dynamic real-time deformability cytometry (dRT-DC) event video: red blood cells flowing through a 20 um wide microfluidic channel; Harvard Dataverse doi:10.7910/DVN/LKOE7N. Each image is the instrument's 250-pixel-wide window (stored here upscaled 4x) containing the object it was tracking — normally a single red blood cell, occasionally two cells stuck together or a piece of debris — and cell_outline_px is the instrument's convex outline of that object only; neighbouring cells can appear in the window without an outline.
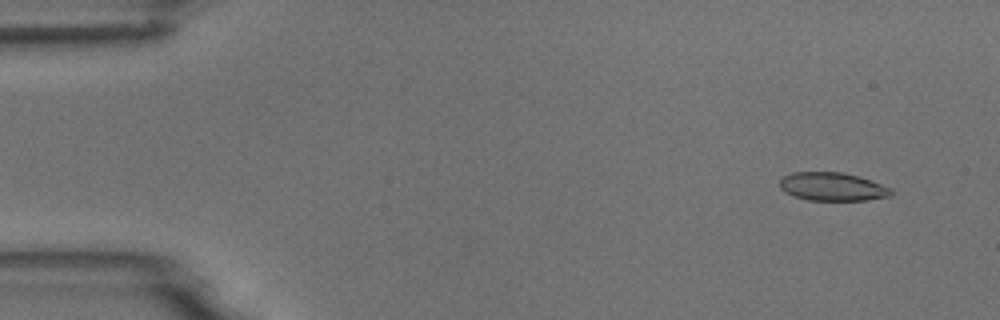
{"species": "common noctule bat (a hibernating species)", "species_latin": "Nyctalus noctula", "temperature_condition": "room temperature", "stored_images_in_passage": 7, "camera_frame_rate_fps": 3000, "um_per_image_px": 0.085, "animal": {"sex": "male", "body_mass_g": 18.8}, "frame": {"image": 1, "passage_image": 1, "time_ms": 0.0, "image_size_px": [1000, 320], "cell_outline_px": [[892, 196], [868, 200], [808, 200], [792, 196], [784, 192], [780, 188], [780, 180], [784, 176], [792, 172], [840, 172], [856, 176], [892, 188]], "centroid_in_image_um": [70.73, 15.88], "position_along_channel_um": 14.3, "area_um2": 18.32}}
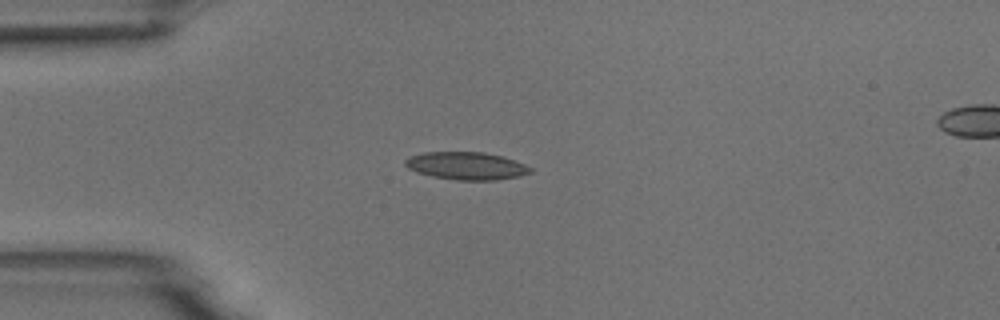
{"frame": {"image": 2, "passage_image": 4, "time_ms": 3.333, "image_size_px": [1000, 320], "cell_outline_px": [[532, 172], [520, 176], [496, 180], [456, 180], [432, 176], [416, 172], [408, 168], [404, 164], [404, 160], [412, 156], [424, 152], [484, 152], [500, 156], [524, 164], [532, 168]], "centroid_in_image_um": [39.63, 14.1], "position_along_channel_um": 45.4, "area_um2": 20.06}}